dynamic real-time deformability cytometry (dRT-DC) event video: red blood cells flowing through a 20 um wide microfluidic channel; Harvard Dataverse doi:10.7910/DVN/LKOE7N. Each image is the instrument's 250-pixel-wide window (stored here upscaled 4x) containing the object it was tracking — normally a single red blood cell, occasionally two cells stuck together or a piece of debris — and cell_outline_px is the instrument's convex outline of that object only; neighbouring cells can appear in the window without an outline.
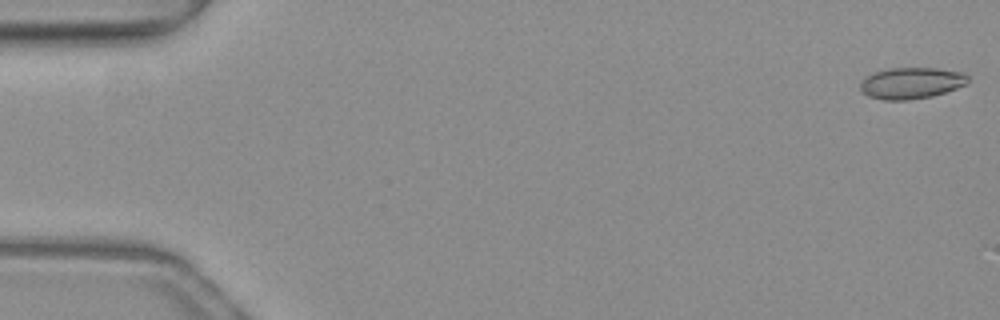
{"species": "common noctule bat (a hibernating species)", "species_latin": "Nyctalus noctula", "temperature_condition": "warm", "stored_images_in_passage": 10, "camera_frame_rate_fps": 3000, "um_per_image_px": 0.085, "animal": {"sex": "female", "body_mass_g": 19.3, "forearm_length_mm": 54.1}, "frame": {"image": 1, "passage_image": 1, "time_ms": 0.0, "image_size_px": [1000, 320], "cell_outline_px": [[968, 84], [932, 96], [908, 100], [884, 100], [868, 96], [860, 92], [860, 84], [868, 76], [876, 72], [888, 68], [936, 68], [964, 72], [968, 76]], "centroid_in_image_um": [77.48, 7.06], "position_along_channel_um": 7.5, "area_um2": 19.65}}